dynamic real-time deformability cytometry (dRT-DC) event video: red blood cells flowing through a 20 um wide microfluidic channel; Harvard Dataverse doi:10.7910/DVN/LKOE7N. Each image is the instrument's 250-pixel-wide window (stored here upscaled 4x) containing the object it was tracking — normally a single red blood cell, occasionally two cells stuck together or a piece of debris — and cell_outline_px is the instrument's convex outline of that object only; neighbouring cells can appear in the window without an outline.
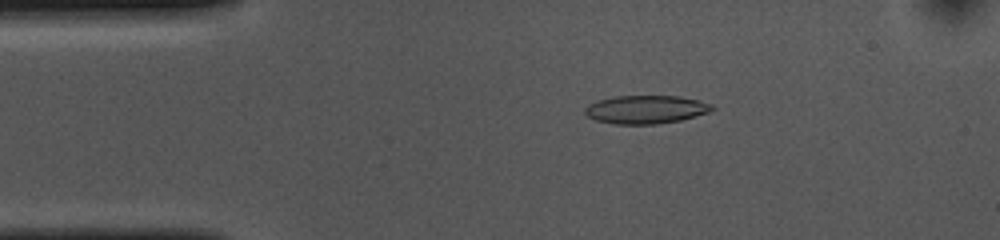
{"species": "common noctule bat (a hibernating species)", "species_latin": "Nyctalus noctula", "temperature_condition": "cold", "stored_images_in_passage": 53, "camera_frame_rate_fps": 3000, "um_per_image_px": 0.085, "animal": {"sex": "female", "body_mass_g": 10.0, "forearm_length_mm": 53.1}, "frame": {"image": 1, "passage_image": 9, "time_ms": 2.667, "image_size_px": [1000, 240], "cell_outline_px": [[716, 108], [708, 112], [696, 116], [680, 120], [656, 124], [612, 124], [596, 120], [588, 116], [584, 112], [584, 108], [588, 104], [596, 100], [616, 96], [680, 96], [712, 104]], "centroid_in_image_um": [54.87, 9.3], "position_along_channel_um": 30.1, "area_um2": 20.98}}
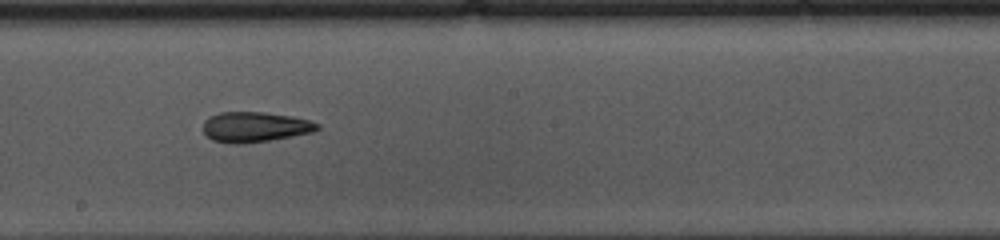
{"frame": {"image": 2, "passage_image": 28, "time_ms": 9.0, "image_size_px": [1000, 240], "cell_outline_px": [[320, 128], [316, 132], [268, 140], [240, 144], [236, 144], [212, 140], [204, 132], [204, 120], [208, 116], [220, 112], [264, 112], [292, 116], [308, 120], [320, 124]], "centroid_in_image_um": [21.69, 10.78], "position_along_channel_um": 226.5, "area_um2": 20.11}}
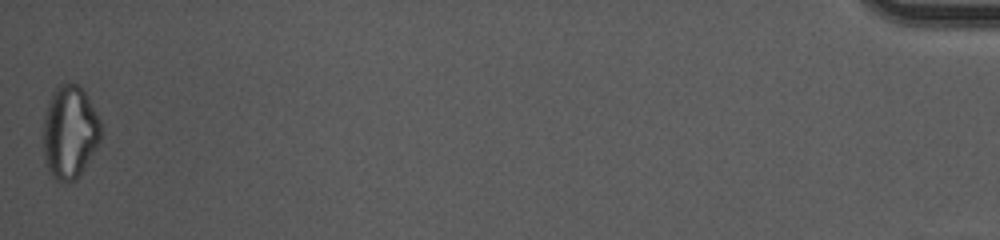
{"frame": {"image": 3, "passage_image": 53, "time_ms": 17.333, "image_size_px": [1000, 240], "cell_outline_px": [[100, 140], [96, 148], [76, 180], [56, 180], [48, 172], [44, 156], [44, 116], [52, 92], [60, 84], [76, 84], [84, 92], [100, 120]], "centroid_in_image_um": [5.91, 11.24], "position_along_channel_um": 429.3, "area_um2": 30.63}, "authors_computed_cell_mechanics": {"area_um2": 20.8658, "velocity_mm_per_s": 3.6587, "shape_relaxation_time_tau1_ms": null, "shape_relaxation_time_tau2_ms": 4.3966, "deformation_change_tau1": null, "deformation_change_tau2": 0.1414}}